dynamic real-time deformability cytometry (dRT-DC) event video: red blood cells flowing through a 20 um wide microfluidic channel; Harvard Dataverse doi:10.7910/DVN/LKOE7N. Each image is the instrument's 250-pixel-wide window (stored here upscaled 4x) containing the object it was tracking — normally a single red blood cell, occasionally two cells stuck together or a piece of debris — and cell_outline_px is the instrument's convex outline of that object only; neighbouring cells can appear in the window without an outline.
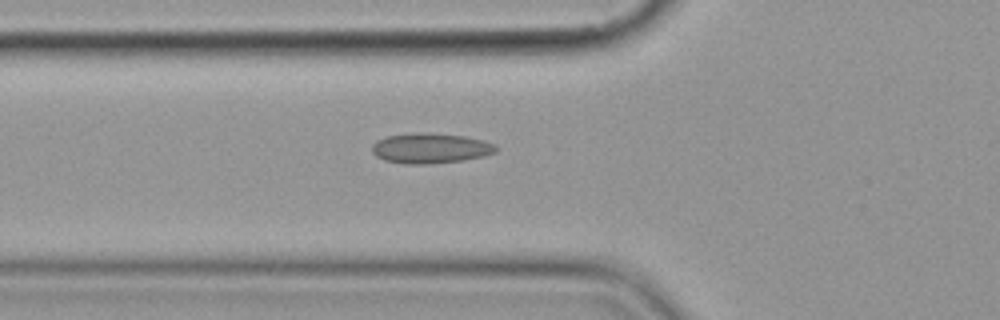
{"species": "common noctule bat (a hibernating species)", "species_latin": "Nyctalus noctula", "temperature_condition": "cold", "stored_images_in_passage": 4, "camera_frame_rate_fps": 3000, "um_per_image_px": 0.085, "animal": {"sex": "female", "body_mass_g": 19.9}, "frame": {"image": 1, "passage_image": 3, "time_ms": 2.333, "image_size_px": [1000, 320], "cell_outline_px": [[496, 152], [484, 156], [464, 160], [428, 164], [404, 164], [384, 160], [376, 156], [372, 152], [372, 144], [376, 140], [388, 136], [416, 132], [428, 132], [464, 136], [484, 140], [496, 144]], "centroid_in_image_um": [36.58, 12.6], "position_along_channel_um": 89.2, "area_um2": 22.02}}